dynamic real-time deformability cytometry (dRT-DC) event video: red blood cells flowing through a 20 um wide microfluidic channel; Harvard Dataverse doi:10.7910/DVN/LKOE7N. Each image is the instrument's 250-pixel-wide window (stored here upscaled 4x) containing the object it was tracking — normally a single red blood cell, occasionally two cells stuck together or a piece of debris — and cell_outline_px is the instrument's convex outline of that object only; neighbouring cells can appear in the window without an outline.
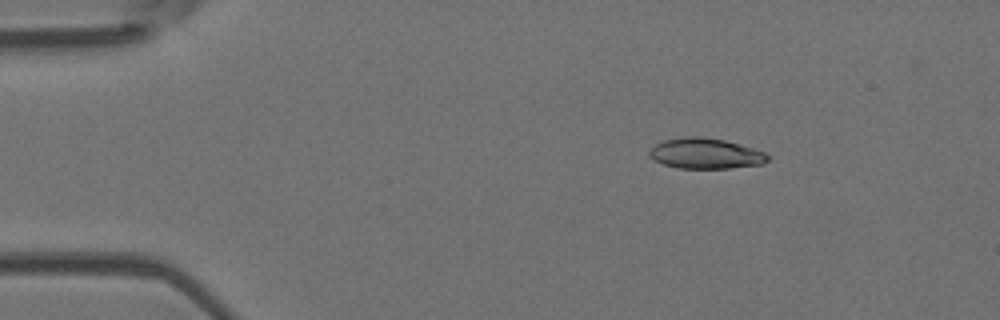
{"species": "Egyptian fruit bat (a non-hibernating species)", "species_latin": "Rousettus aegyptiacus", "temperature_condition": "room temperature", "stored_images_in_passage": 45, "camera_frame_rate_fps": 3000, "um_per_image_px": 0.085, "animal": {"sex": "female"}, "frame": {"image": 1, "passage_image": 1, "time_ms": 0.0, "image_size_px": [1000, 320], "cell_outline_px": [[768, 160], [764, 164], [728, 168], [680, 168], [664, 164], [648, 156], [648, 152], [656, 144], [664, 140], [688, 136], [700, 136], [724, 140], [752, 148], [764, 152], [768, 156]], "centroid_in_image_um": [59.96, 13.05], "position_along_channel_um": 25.0, "area_um2": 20.81}}
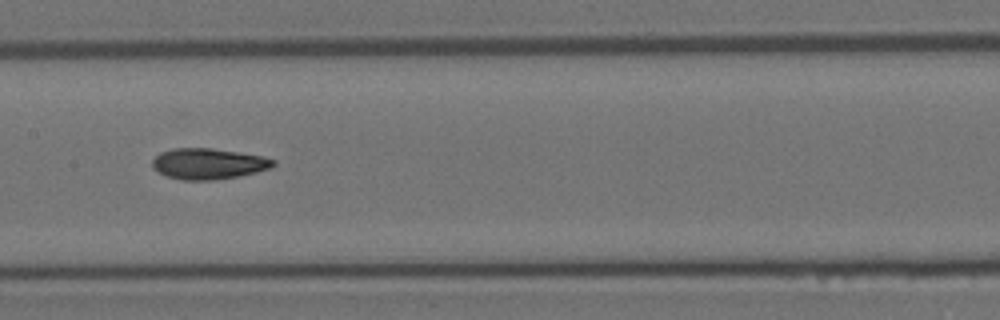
{"frame": {"image": 2, "passage_image": 19, "time_ms": 6.0, "image_size_px": [1000, 320], "cell_outline_px": [[276, 164], [272, 168], [240, 176], [212, 180], [180, 180], [168, 176], [152, 168], [152, 160], [160, 152], [172, 148], [212, 148], [264, 156], [276, 160]], "centroid_in_image_um": [17.73, 13.91], "position_along_channel_um": 189.7, "area_um2": 21.91}}
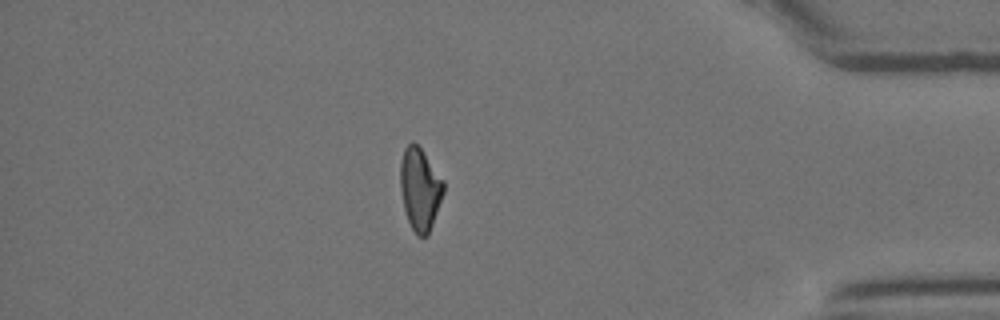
{"frame": {"image": 3, "passage_image": 38, "time_ms": 12.333, "image_size_px": [1000, 320], "cell_outline_px": [[444, 192], [428, 236], [416, 236], [408, 220], [404, 208], [400, 188], [400, 160], [404, 148], [412, 140], [420, 148], [444, 180]], "centroid_in_image_um": [35.69, 16.06], "position_along_channel_um": 399.5, "area_um2": 20.75}, "authors_computed_cell_mechanics": {"area_um2": 21.4438, "velocity_mm_per_s": 3.8929, "shape_relaxation_time_tau1_ms": 9.546, "shape_relaxation_time_tau2_ms": 3.6311, "deformation_change_tau1": 0.2337, "deformation_change_tau2": 0.1019}}